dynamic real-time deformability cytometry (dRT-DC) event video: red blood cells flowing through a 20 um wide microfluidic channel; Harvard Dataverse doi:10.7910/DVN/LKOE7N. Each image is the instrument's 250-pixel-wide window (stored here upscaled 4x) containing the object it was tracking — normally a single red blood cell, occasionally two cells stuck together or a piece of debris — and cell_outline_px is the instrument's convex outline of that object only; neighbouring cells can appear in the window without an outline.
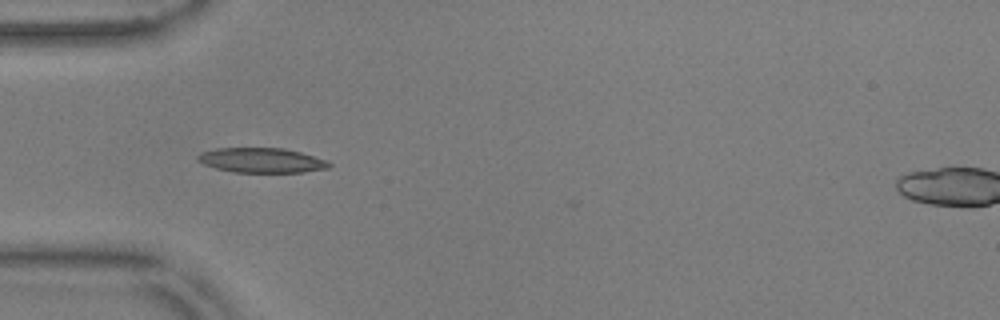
{"species": "common noctule bat (a hibernating species)", "species_latin": "Nyctalus noctula", "temperature_condition": "warm", "stored_images_in_passage": 41, "camera_frame_rate_fps": 3000, "um_per_image_px": 0.085, "animal": {"sex": "male", "body_mass_g": 17.9, "forearm_length_mm": 54.2}, "frame": {"image": 1, "passage_image": 2, "time_ms": 0.333, "image_size_px": [1000, 320], "cell_outline_px": [[332, 164], [328, 168], [304, 172], [232, 172], [216, 168], [204, 164], [196, 160], [196, 156], [200, 152], [216, 148], [284, 148], [300, 152], [328, 160]], "centroid_in_image_um": [22.22, 13.62], "position_along_channel_um": 62.8, "area_um2": 19.07}}
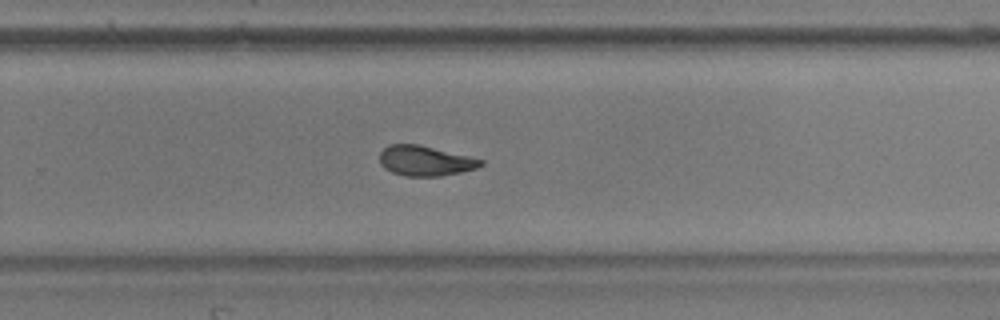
{"frame": {"image": 2, "passage_image": 21, "time_ms": 6.667, "image_size_px": [1000, 320], "cell_outline_px": [[484, 164], [476, 168], [460, 172], [440, 176], [404, 176], [392, 172], [384, 168], [380, 164], [380, 152], [388, 144], [416, 144], [468, 156], [484, 160]], "centroid_in_image_um": [36.11, 13.67], "position_along_channel_um": 293.7, "area_um2": 17.57}}
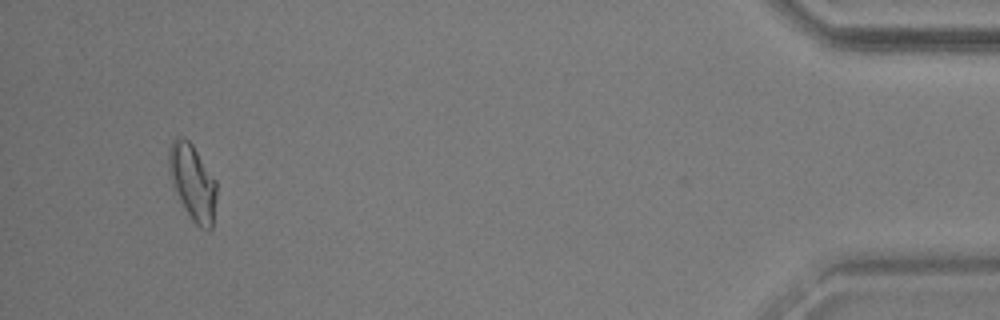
{"frame": {"image": 3, "passage_image": 37, "time_ms": 12.0, "image_size_px": [1000, 320], "cell_outline_px": [[216, 196], [212, 228], [200, 228], [192, 220], [184, 208], [180, 200], [168, 172], [168, 152], [172, 140], [176, 136], [188, 140], [192, 144], [216, 180]], "centroid_in_image_um": [16.36, 15.47], "position_along_channel_um": 418.8, "area_um2": 20.87}, "authors_computed_cell_mechanics": {"area_um2": 18.5538, "velocity_mm_per_s": 3.6688, "shape_relaxation_time_tau1_ms": 3.7528, "shape_relaxation_time_tau2_ms": 2.6526, "deformation_change_tau1": 0.1389, "deformation_change_tau2": 0.0919}}